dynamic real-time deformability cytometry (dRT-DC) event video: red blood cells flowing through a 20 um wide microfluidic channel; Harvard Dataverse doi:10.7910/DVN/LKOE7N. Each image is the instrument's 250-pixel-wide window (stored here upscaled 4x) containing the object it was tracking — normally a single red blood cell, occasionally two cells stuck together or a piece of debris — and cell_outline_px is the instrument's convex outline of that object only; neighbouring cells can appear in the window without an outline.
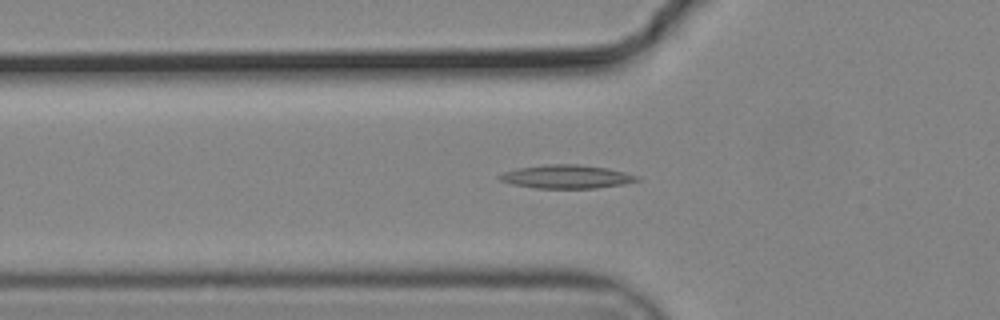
{"species": "common noctule bat (a hibernating species)", "species_latin": "Nyctalus noctula", "temperature_condition": "cold", "stored_images_in_passage": 39, "camera_frame_rate_fps": 3000, "um_per_image_px": 0.085, "animal": {"sex": "male", "body_mass_g": 19.2, "forearm_length_mm": 51.8}, "frame": {"image": 1, "passage_image": 10, "time_ms": 3.0, "image_size_px": [1000, 320], "cell_outline_px": [[640, 180], [624, 184], [596, 188], [532, 188], [512, 184], [500, 180], [496, 176], [504, 172], [516, 168], [548, 164], [580, 164], [608, 168], [640, 176]], "centroid_in_image_um": [48.15, 15.01], "position_along_channel_um": 77.6, "area_um2": 18.96}}
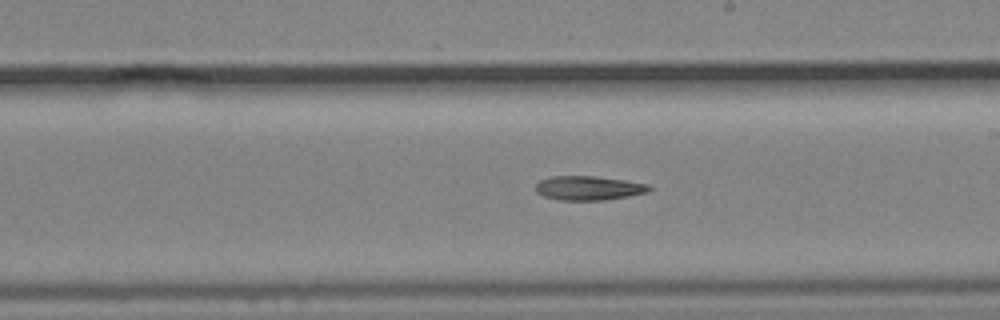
{"frame": {"image": 2, "passage_image": 23, "time_ms": 7.333, "image_size_px": [1000, 320], "cell_outline_px": [[652, 188], [648, 192], [628, 196], [604, 200], [560, 200], [544, 196], [536, 192], [536, 184], [540, 180], [552, 176], [596, 176], [624, 180], [648, 184]], "centroid_in_image_um": [50.03, 15.98], "position_along_channel_um": 239.0, "area_um2": 15.95}}
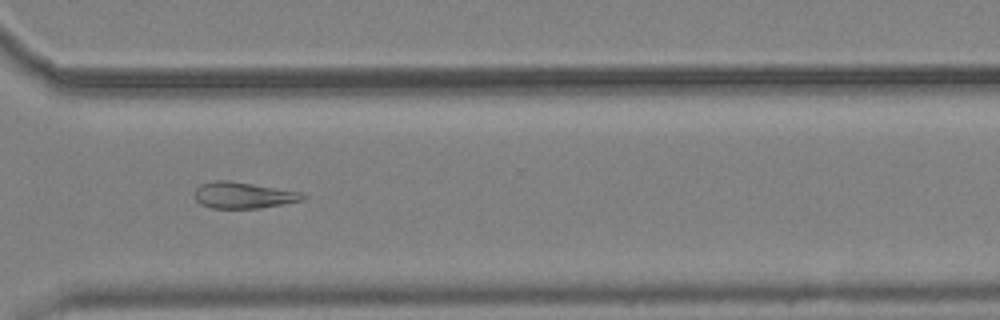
{"frame": {"image": 3, "passage_image": 32, "time_ms": 10.333, "image_size_px": [1000, 320], "cell_outline_px": [[308, 196], [304, 200], [260, 208], [212, 208], [200, 204], [196, 200], [196, 188], [200, 184], [216, 180], [228, 180], [300, 192]], "centroid_in_image_um": [20.68, 16.6], "position_along_channel_um": 349.9, "area_um2": 16.42}}